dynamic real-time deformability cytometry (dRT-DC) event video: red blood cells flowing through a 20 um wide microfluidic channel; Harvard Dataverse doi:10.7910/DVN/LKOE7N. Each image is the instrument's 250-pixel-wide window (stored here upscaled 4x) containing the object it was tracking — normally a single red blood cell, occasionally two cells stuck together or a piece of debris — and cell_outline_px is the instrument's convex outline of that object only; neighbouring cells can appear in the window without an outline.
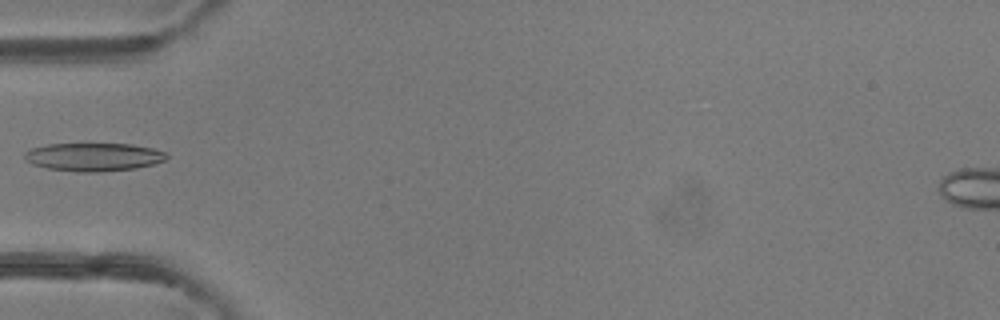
{"species": "common noctule bat (a hibernating species)", "species_latin": "Nyctalus noctula", "temperature_condition": "room temperature", "stored_images_in_passage": 5, "camera_frame_rate_fps": 3000, "um_per_image_px": 0.085, "animal": {"sex": "female"}, "frame": {"image": 1, "passage_image": 5, "time_ms": 1.333, "image_size_px": [1000, 320], "cell_outline_px": [[168, 156], [164, 160], [152, 164], [136, 168], [100, 172], [80, 172], [48, 168], [32, 164], [24, 160], [24, 152], [32, 148], [48, 144], [132, 144], [152, 148], [168, 152]], "centroid_in_image_um": [7.95, 13.34], "position_along_channel_um": 77.0, "area_um2": 23.35}}